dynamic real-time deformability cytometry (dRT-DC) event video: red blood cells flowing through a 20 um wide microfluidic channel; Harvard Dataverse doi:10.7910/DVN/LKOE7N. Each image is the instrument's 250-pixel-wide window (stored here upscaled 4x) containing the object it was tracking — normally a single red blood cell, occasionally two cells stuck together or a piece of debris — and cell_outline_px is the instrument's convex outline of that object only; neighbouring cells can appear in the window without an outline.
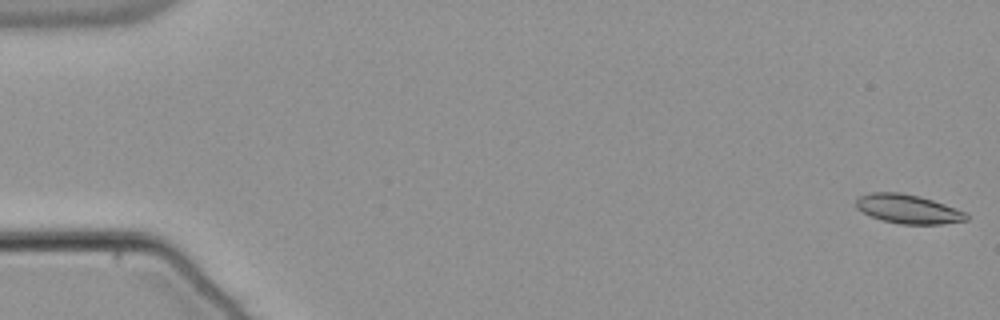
{"species": "common noctule bat (a hibernating species)", "species_latin": "Nyctalus noctula", "temperature_condition": "warm", "stored_images_in_passage": 27, "camera_frame_rate_fps": 3000, "um_per_image_px": 0.085, "animal": {"sex": "male", "body_mass_g": 21.5, "forearm_length_mm": 52.0}, "frame": {"image": 1, "passage_image": 1, "time_ms": 0.0, "image_size_px": [1000, 320], "cell_outline_px": [[968, 220], [940, 224], [900, 224], [884, 220], [872, 216], [856, 208], [856, 200], [860, 196], [872, 192], [900, 192], [920, 196], [956, 208], [964, 212], [968, 216]], "centroid_in_image_um": [77.19, 17.76], "position_along_channel_um": 7.8, "area_um2": 18.44}}
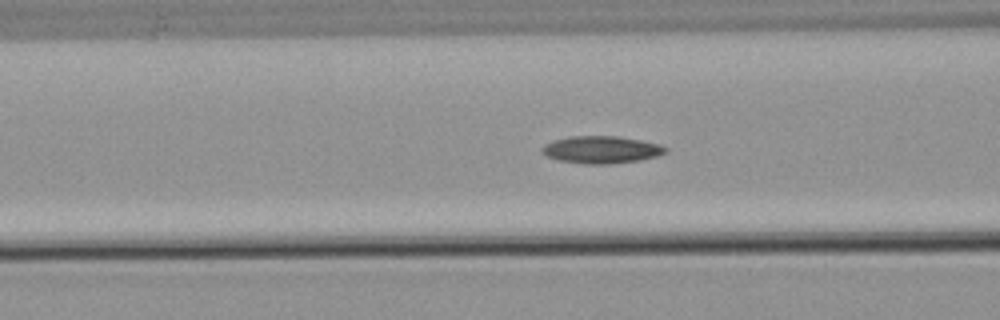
{"frame": {"image": 2, "passage_image": 22, "time_ms": 7.0, "image_size_px": [1000, 320], "cell_outline_px": [[668, 152], [656, 156], [640, 160], [608, 164], [584, 164], [556, 160], [540, 152], [548, 144], [556, 140], [572, 136], [616, 136], [640, 140], [660, 144], [668, 148]], "centroid_in_image_um": [51.16, 12.73], "position_along_channel_um": 115.4, "area_um2": 19.48}}
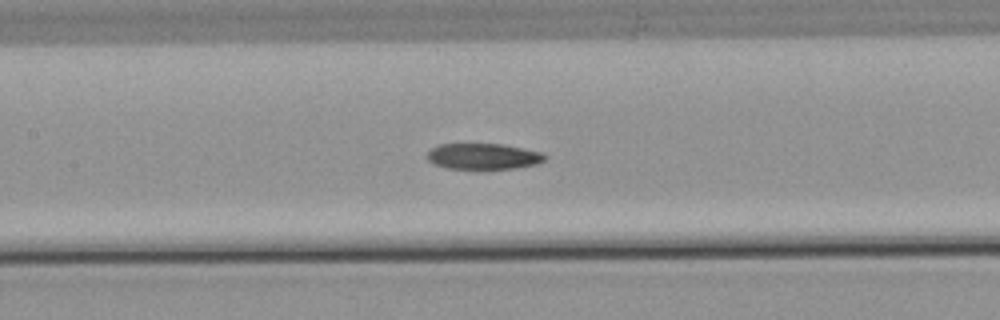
{"frame": {"image": 3, "passage_image": 26, "time_ms": 8.333, "image_size_px": [1000, 320], "cell_outline_px": [[548, 156], [544, 160], [536, 164], [516, 168], [448, 168], [436, 164], [428, 160], [428, 152], [432, 148], [440, 144], [504, 144], [540, 152]], "centroid_in_image_um": [41.11, 13.28], "position_along_channel_um": 166.3, "area_um2": 17.46}}